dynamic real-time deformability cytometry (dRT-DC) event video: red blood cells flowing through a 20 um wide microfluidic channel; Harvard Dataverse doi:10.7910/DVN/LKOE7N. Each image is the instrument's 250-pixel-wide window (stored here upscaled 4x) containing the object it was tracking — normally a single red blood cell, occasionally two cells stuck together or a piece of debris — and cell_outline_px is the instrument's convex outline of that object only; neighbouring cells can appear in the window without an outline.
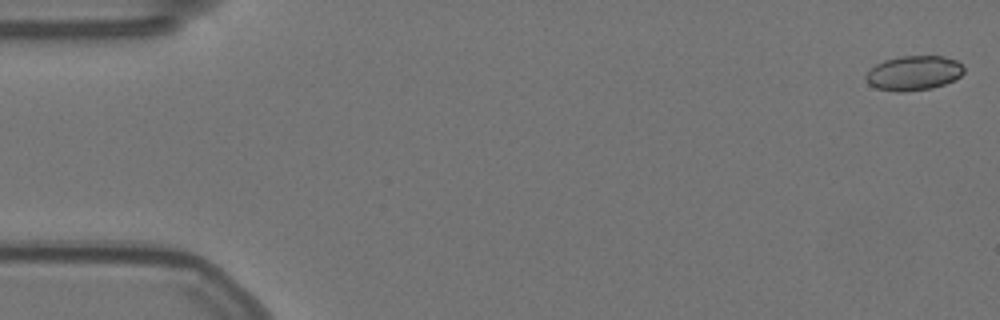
{"species": "Egyptian fruit bat (a non-hibernating species)", "species_latin": "Rousettus aegyptiacus", "temperature_condition": "warm", "stored_images_in_passage": 30, "camera_frame_rate_fps": 3000, "um_per_image_px": 0.085, "animal": {"sex": "female"}, "frame": {"image": 1, "passage_image": 1, "time_ms": 0.0, "image_size_px": [1000, 320], "cell_outline_px": [[964, 72], [960, 76], [944, 84], [932, 88], [900, 92], [896, 92], [876, 88], [868, 84], [864, 76], [876, 64], [884, 60], [900, 56], [944, 56], [956, 60], [964, 68]], "centroid_in_image_um": [77.64, 6.21], "position_along_channel_um": 7.4, "area_um2": 19.71}}
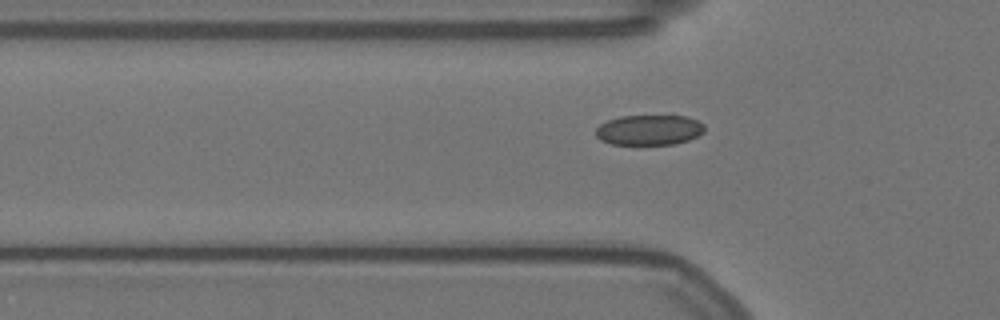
{"frame": {"image": 2, "passage_image": 18, "time_ms": 5.667, "image_size_px": [1000, 320], "cell_outline_px": [[704, 132], [688, 140], [676, 144], [612, 144], [600, 140], [596, 136], [596, 128], [600, 124], [608, 120], [620, 116], [672, 112], [696, 120], [704, 124]], "centroid_in_image_um": [55.2, 10.99], "position_along_channel_um": 70.6, "area_um2": 20.0}}
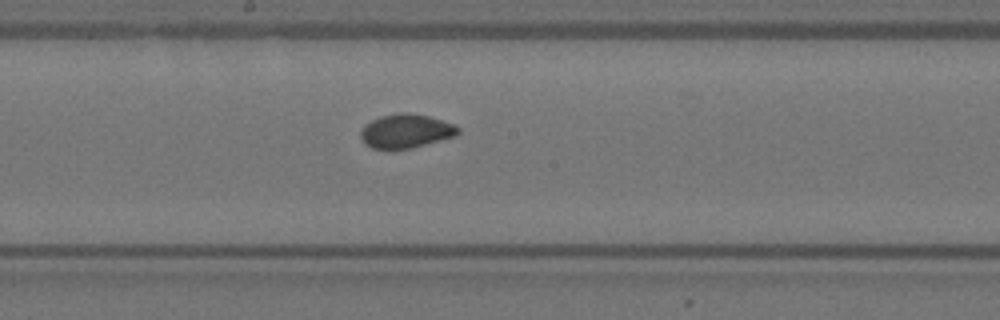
{"frame": {"image": 3, "passage_image": 30, "time_ms": 9.667, "image_size_px": [1000, 320], "cell_outline_px": [[460, 132], [452, 136], [412, 148], [392, 152], [372, 148], [364, 144], [360, 136], [360, 132], [364, 124], [380, 116], [400, 112], [404, 112], [428, 116], [456, 124], [460, 128]], "centroid_in_image_um": [34.44, 11.17], "position_along_channel_um": 213.8, "area_um2": 19.65}}